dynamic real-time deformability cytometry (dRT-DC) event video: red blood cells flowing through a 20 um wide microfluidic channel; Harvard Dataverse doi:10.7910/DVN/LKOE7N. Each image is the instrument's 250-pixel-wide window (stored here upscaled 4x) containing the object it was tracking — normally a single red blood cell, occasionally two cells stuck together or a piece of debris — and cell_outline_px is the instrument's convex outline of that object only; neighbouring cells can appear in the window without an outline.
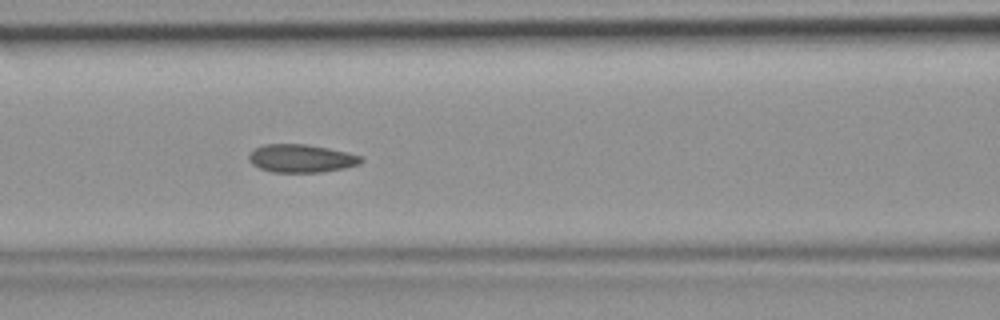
{"species": "common noctule bat (a hibernating species)", "species_latin": "Nyctalus noctula", "temperature_condition": "room temperature", "stored_images_in_passage": 46, "camera_frame_rate_fps": 3000, "um_per_image_px": 0.085, "animal": {"sex": "female", "body_mass_g": 19.9}, "frame": {"image": 1, "passage_image": 19, "time_ms": 6.0, "image_size_px": [1000, 320], "cell_outline_px": [[364, 160], [360, 164], [344, 168], [320, 172], [272, 172], [260, 168], [252, 164], [248, 160], [248, 156], [256, 148], [264, 144], [308, 144], [348, 152], [364, 156]], "centroid_in_image_um": [25.65, 13.46], "position_along_channel_um": 141.0, "area_um2": 18.44}}
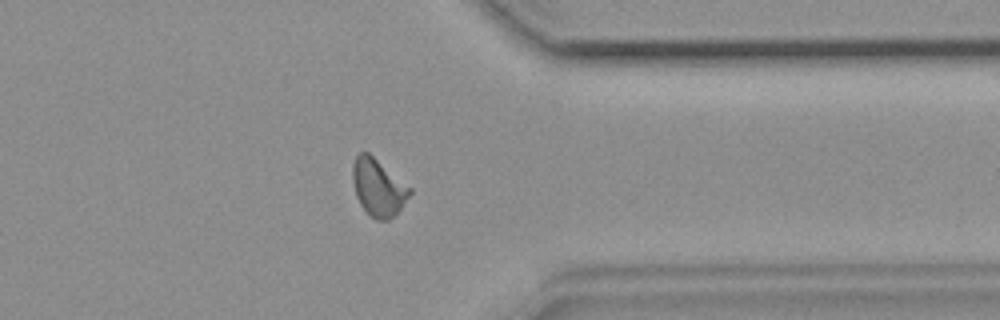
{"frame": {"image": 2, "passage_image": 36, "time_ms": 11.667, "image_size_px": [1000, 320], "cell_outline_px": [[412, 192], [400, 208], [388, 220], [376, 220], [360, 204], [356, 196], [352, 180], [352, 164], [356, 156], [360, 152], [368, 152], [412, 188]], "centroid_in_image_um": [32.13, 15.91], "position_along_channel_um": 379.3, "area_um2": 18.79}}
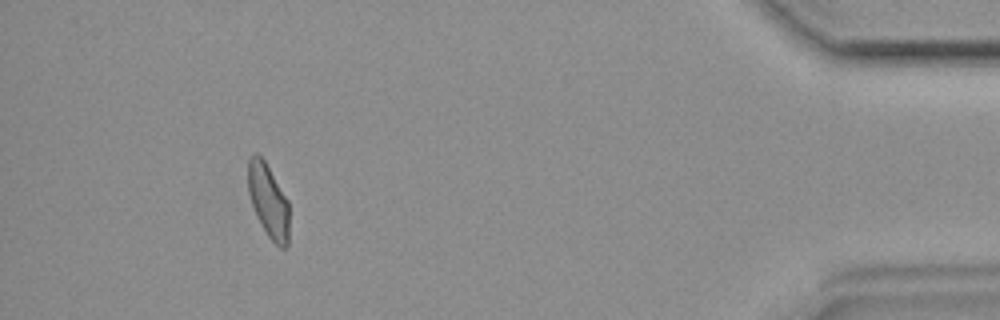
{"frame": {"image": 3, "passage_image": 42, "time_ms": 13.667, "image_size_px": [1000, 320], "cell_outline_px": [[288, 248], [280, 248], [268, 236], [256, 216], [248, 192], [248, 160], [252, 152], [256, 152], [264, 160], [288, 200]], "centroid_in_image_um": [22.8, 17.06], "position_along_channel_um": 412.4, "area_um2": 17.57}}